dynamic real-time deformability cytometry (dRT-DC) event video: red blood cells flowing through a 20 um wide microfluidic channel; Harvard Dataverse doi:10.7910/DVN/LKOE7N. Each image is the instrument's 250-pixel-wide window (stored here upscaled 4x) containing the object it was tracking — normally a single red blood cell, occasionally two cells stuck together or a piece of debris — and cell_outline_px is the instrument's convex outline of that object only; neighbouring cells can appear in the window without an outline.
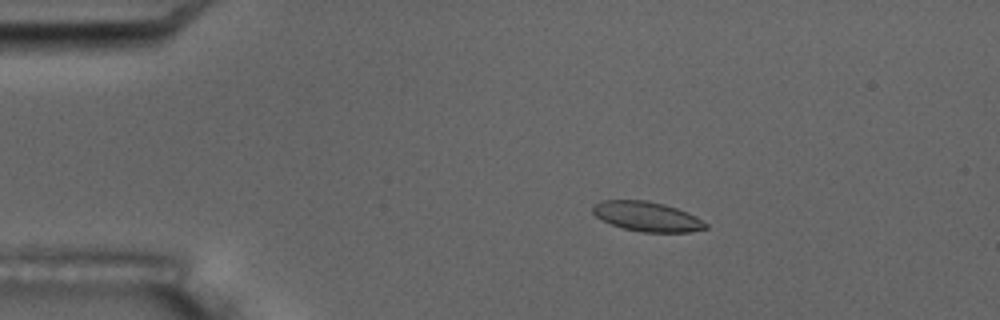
{"species": "common noctule bat (a hibernating species)", "species_latin": "Nyctalus noctula", "temperature_condition": "room temperature", "stored_images_in_passage": 7, "camera_frame_rate_fps": 3000, "um_per_image_px": 0.085, "animal": {"sex": "male", "body_mass_g": 17.5, "forearm_length_mm": 52.3}, "frame": {"image": 1, "passage_image": 4, "time_ms": 3.333, "image_size_px": [1000, 320], "cell_outline_px": [[708, 228], [688, 232], [640, 232], [624, 228], [612, 224], [596, 216], [592, 212], [592, 204], [600, 200], [648, 200], [664, 204], [676, 208], [708, 224]], "centroid_in_image_um": [54.94, 18.39], "position_along_channel_um": 30.1, "area_um2": 19.31}}